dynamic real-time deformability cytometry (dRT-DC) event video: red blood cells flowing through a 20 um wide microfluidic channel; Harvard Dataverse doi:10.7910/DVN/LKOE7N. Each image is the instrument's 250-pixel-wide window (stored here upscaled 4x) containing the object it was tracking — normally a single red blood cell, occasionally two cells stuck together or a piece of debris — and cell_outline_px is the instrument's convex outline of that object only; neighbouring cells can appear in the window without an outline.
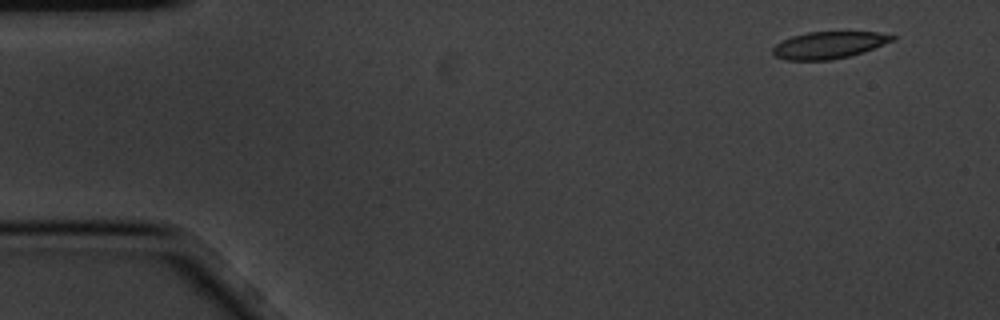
{"species": "common noctule bat (a hibernating species)", "species_latin": "Nyctalus noctula", "temperature_condition": "cold", "stored_images_in_passage": 6, "camera_frame_rate_fps": 3000, "um_per_image_px": 0.085, "animal": {"sex": "male", "body_mass_g": 20.1, "forearm_length_mm": 53.5}, "frame": {"image": 1, "passage_image": 1, "time_ms": 0.0, "image_size_px": [1000, 320], "cell_outline_px": [[896, 40], [864, 52], [832, 60], [784, 60], [776, 56], [772, 52], [772, 48], [776, 44], [792, 36], [808, 32], [876, 32], [896, 36]], "centroid_in_image_um": [70.47, 3.83], "position_along_channel_um": 14.5, "area_um2": 18.79}}
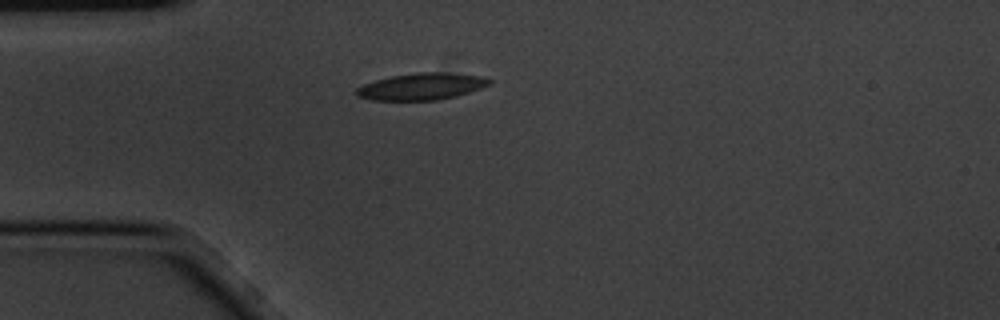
{"frame": {"image": 2, "passage_image": 4, "time_ms": 1.0, "image_size_px": [1000, 320], "cell_outline_px": [[492, 84], [456, 96], [436, 100], [372, 100], [356, 96], [356, 88], [364, 84], [376, 80], [392, 76], [416, 72], [448, 72], [480, 76], [492, 80]], "centroid_in_image_um": [35.83, 7.34], "position_along_channel_um": 49.2, "area_um2": 20.69}}
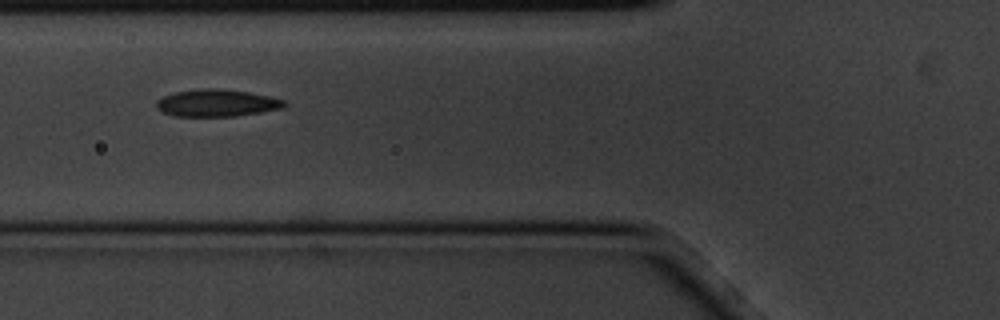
{"frame": {"image": 3, "passage_image": 6, "time_ms": 1.667, "image_size_px": [1000, 320], "cell_outline_px": [[288, 104], [284, 108], [236, 116], [172, 116], [160, 112], [156, 108], [156, 100], [164, 96], [176, 92], [200, 88], [220, 88], [248, 92], [268, 96], [284, 100]], "centroid_in_image_um": [18.4, 8.76], "position_along_channel_um": 107.4, "area_um2": 20.4}}